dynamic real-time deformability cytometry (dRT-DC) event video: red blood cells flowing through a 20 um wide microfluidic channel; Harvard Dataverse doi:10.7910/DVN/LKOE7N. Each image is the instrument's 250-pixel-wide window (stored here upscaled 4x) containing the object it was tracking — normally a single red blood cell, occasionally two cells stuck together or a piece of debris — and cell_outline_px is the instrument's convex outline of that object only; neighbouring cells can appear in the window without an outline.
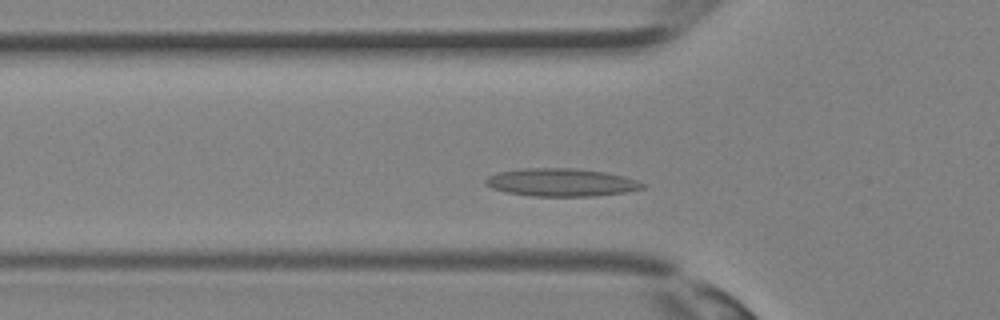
{"species": "Egyptian fruit bat (a non-hibernating species)", "species_latin": "Rousettus aegyptiacus", "temperature_condition": "room temperature", "stored_images_in_passage": 25, "camera_frame_rate_fps": 3000, "um_per_image_px": 0.085, "animal": {"sex": "female"}, "frame": {"image": 1, "passage_image": 6, "time_ms": 1.667, "image_size_px": [1000, 320], "cell_outline_px": [[648, 184], [644, 188], [624, 192], [592, 196], [532, 196], [508, 192], [492, 188], [484, 184], [484, 180], [488, 176], [500, 172], [520, 168], [576, 168], [604, 172], [624, 176]], "centroid_in_image_um": [47.71, 15.5], "position_along_channel_um": 78.1, "area_um2": 25.49}}
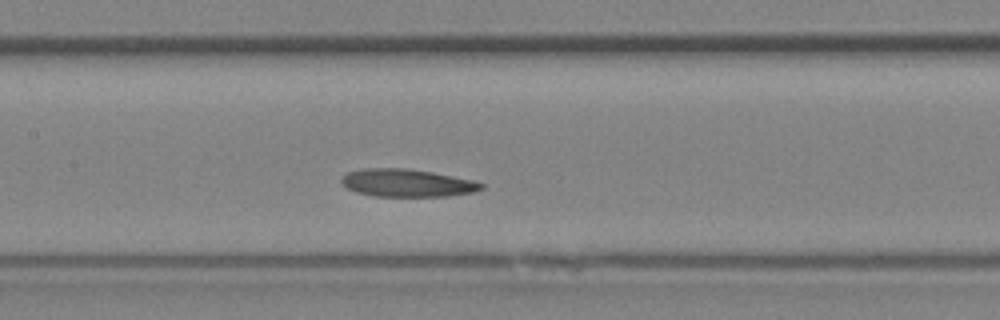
{"frame": {"image": 2, "passage_image": 11, "time_ms": 3.333, "image_size_px": [1000, 320], "cell_outline_px": [[484, 188], [472, 192], [448, 196], [376, 196], [356, 192], [340, 184], [340, 176], [348, 172], [364, 168], [408, 168], [432, 172], [472, 180], [484, 184]], "centroid_in_image_um": [34.55, 15.54], "position_along_channel_um": 172.9, "area_um2": 22.6}}
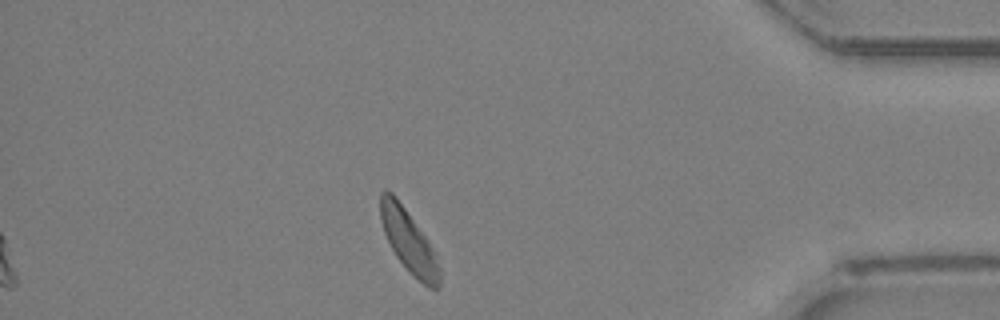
{"frame": {"image": 3, "passage_image": 25, "time_ms": 8.0, "image_size_px": [1000, 320], "cell_outline_px": [[440, 288], [432, 288], [424, 284], [412, 276], [396, 256], [384, 232], [380, 220], [380, 192], [384, 188], [392, 192], [396, 196], [424, 236], [440, 268]], "centroid_in_image_um": [34.69, 20.48], "position_along_channel_um": 400.5, "area_um2": 20.98}}